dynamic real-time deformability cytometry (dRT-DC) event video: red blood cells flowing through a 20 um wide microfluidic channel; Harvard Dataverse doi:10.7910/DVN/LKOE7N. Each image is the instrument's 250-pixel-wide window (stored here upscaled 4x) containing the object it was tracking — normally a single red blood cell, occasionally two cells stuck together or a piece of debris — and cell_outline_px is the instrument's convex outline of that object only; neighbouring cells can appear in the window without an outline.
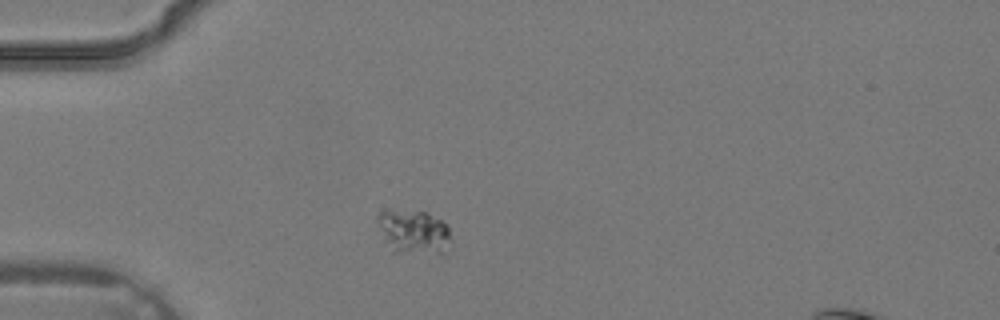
{"species": "common noctule bat (a hibernating species)", "species_latin": "Nyctalus noctula", "temperature_condition": "warm", "stored_images_in_passage": 1, "camera_frame_rate_fps": 3000, "um_per_image_px": 0.085, "animal": {"sex": "male", "body_mass_g": 19.2, "forearm_length_mm": 51.8}, "frame": {"image": 1, "passage_image": 1, "time_ms": 0.0, "image_size_px": [1000, 320], "cell_outline_px": [[448, 236], [440, 252], [392, 252], [384, 240], [376, 216], [384, 208], [428, 212], [444, 220], [448, 224]], "centroid_in_image_um": [35.06, 19.61], "position_along_channel_um": 49.9, "area_um2": 18.5}}